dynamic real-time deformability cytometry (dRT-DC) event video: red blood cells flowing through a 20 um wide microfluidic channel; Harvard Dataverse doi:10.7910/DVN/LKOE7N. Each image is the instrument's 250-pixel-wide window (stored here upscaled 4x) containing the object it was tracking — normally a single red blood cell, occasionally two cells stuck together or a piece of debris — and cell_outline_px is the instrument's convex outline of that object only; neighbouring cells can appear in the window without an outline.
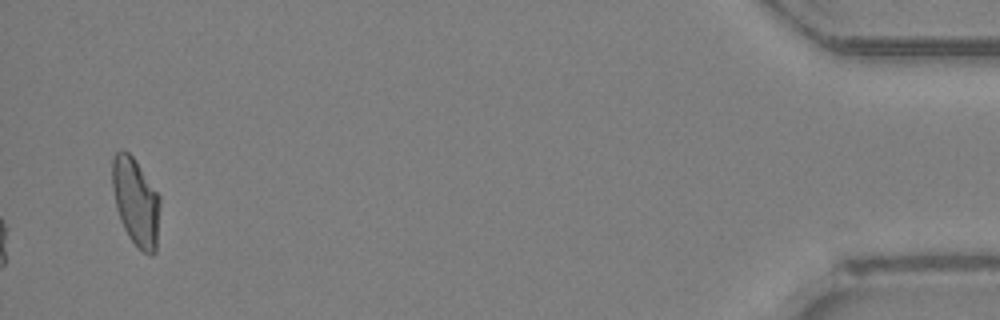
{"species": "Egyptian fruit bat (a non-hibernating species)", "species_latin": "Rousettus aegyptiacus", "temperature_condition": "room temperature", "stored_images_in_passage": 31, "camera_frame_rate_fps": 3000, "um_per_image_px": 0.085, "animal": {"sex": "female"}, "frame": {"image": 1, "passage_image": 31, "time_ms": 10.0, "image_size_px": [1000, 320], "cell_outline_px": [[160, 204], [156, 252], [152, 256], [144, 252], [128, 236], [124, 228], [116, 208], [112, 188], [112, 160], [116, 152], [124, 148], [132, 156], [160, 196]], "centroid_in_image_um": [11.54, 17.14], "position_along_channel_um": 423.7, "area_um2": 24.28}}